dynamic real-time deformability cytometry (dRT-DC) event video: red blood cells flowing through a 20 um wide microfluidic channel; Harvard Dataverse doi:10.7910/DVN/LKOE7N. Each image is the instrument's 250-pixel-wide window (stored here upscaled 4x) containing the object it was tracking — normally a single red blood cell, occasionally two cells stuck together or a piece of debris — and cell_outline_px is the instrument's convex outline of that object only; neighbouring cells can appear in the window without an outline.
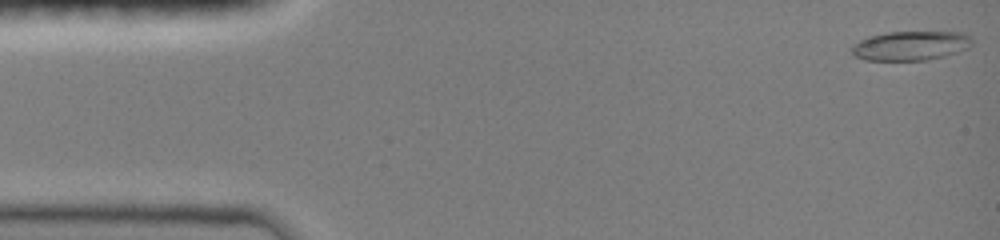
{"species": "common noctule bat (a hibernating species)", "species_latin": "Nyctalus noctula", "temperature_condition": "room temperature", "stored_images_in_passage": 47, "camera_frame_rate_fps": 3000, "um_per_image_px": 0.085, "animal": {"sex": "female", "body_mass_g": 19.0, "forearm_length_mm": 51.5}, "frame": {"image": 1, "passage_image": 1, "time_ms": 0.0, "image_size_px": [1000, 240], "cell_outline_px": [[972, 44], [968, 48], [944, 56], [928, 60], [864, 60], [852, 56], [852, 48], [860, 40], [872, 36], [888, 32], [964, 32], [972, 40]], "centroid_in_image_um": [77.41, 3.89], "position_along_channel_um": 7.6, "area_um2": 20.4}}
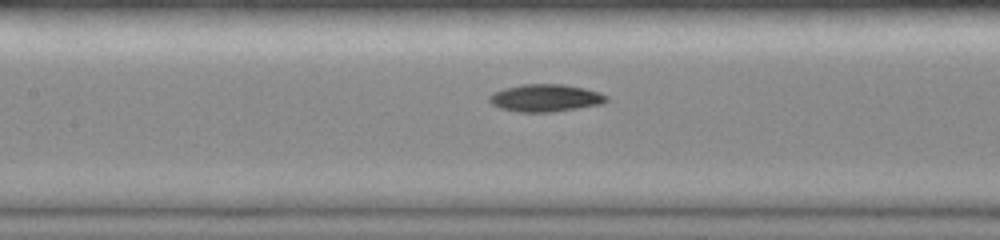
{"frame": {"image": 2, "passage_image": 21, "time_ms": 6.667, "image_size_px": [1000, 240], "cell_outline_px": [[608, 100], [604, 104], [552, 112], [516, 112], [500, 108], [492, 104], [488, 100], [488, 96], [492, 92], [504, 88], [520, 84], [564, 84], [584, 88], [600, 92], [608, 96]], "centroid_in_image_um": [46.36, 8.32], "position_along_channel_um": 161.0, "area_um2": 19.02}}
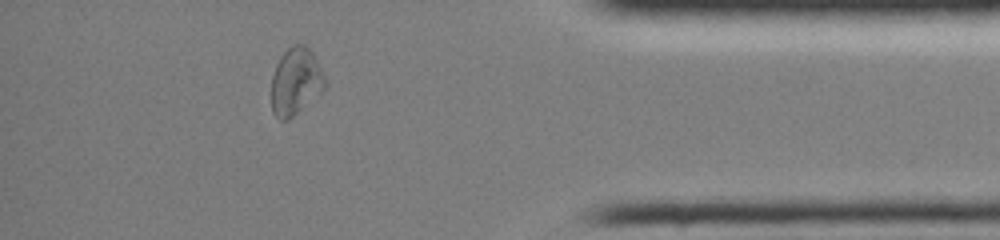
{"frame": {"image": 3, "passage_image": 41, "time_ms": 13.333, "image_size_px": [1000, 240], "cell_outline_px": [[328, 84], [320, 92], [288, 120], [280, 120], [272, 112], [272, 76], [276, 64], [280, 56], [292, 44], [304, 44], [316, 56], [328, 80]], "centroid_in_image_um": [25.16, 6.88], "position_along_channel_um": 410.0, "area_um2": 21.1}, "authors_computed_cell_mechanics": {"area_um2": 18.6694, "velocity_mm_per_s": 4.055, "shape_relaxation_time_tau1_ms": 5.3886, "shape_relaxation_time_tau2_ms": null, "deformation_change_tau1": 0.1561, "deformation_change_tau2": null}}